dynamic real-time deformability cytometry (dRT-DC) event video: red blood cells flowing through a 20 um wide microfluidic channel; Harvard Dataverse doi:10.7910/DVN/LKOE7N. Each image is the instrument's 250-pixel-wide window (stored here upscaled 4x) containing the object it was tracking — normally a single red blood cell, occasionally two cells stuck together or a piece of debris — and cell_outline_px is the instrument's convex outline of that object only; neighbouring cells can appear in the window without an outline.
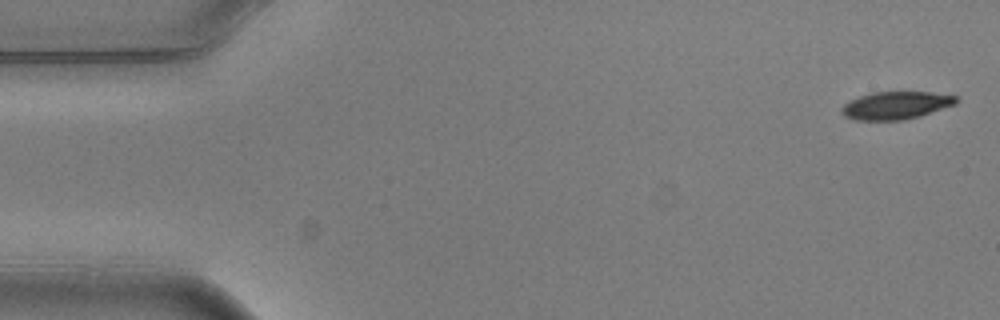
{"species": "common noctule bat (a hibernating species)", "species_latin": "Nyctalus noctula", "temperature_condition": "warm", "stored_images_in_passage": 4, "camera_frame_rate_fps": 3000, "um_per_image_px": 0.085, "animal": {"sex": "male", "body_mass_g": 20.5, "forearm_length_mm": 52.5}, "frame": {"image": 1, "passage_image": 1, "time_ms": 0.0, "image_size_px": [1000, 320], "cell_outline_px": [[960, 100], [956, 104], [920, 116], [904, 120], [856, 120], [844, 116], [840, 112], [840, 108], [844, 104], [860, 96], [872, 92], [932, 92], [960, 96]], "centroid_in_image_um": [76.19, 8.95], "position_along_channel_um": 8.8, "area_um2": 18.67}}
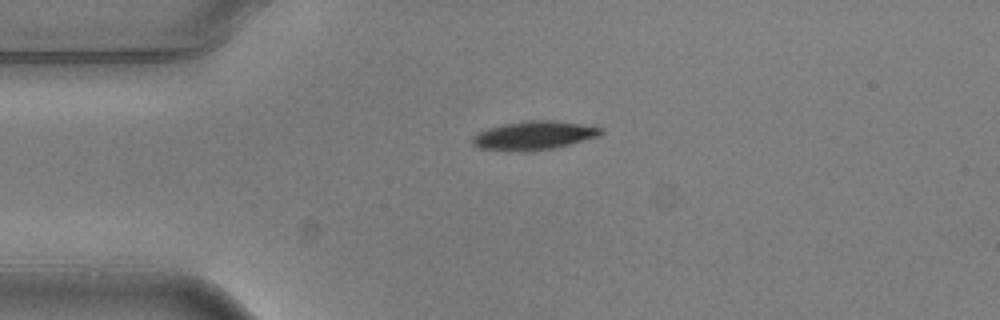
{"frame": {"image": 2, "passage_image": 3, "time_ms": 0.667, "image_size_px": [1000, 320], "cell_outline_px": [[604, 132], [600, 136], [556, 148], [476, 148], [472, 144], [472, 136], [488, 128], [504, 124], [528, 120], [556, 120], [604, 128]], "centroid_in_image_um": [45.48, 11.46], "position_along_channel_um": 39.5, "area_um2": 20.52}}